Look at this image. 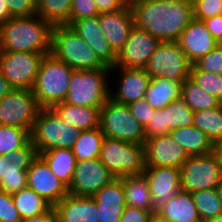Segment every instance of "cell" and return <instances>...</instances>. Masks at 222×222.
I'll return each mask as SVG.
<instances>
[{
    "instance_id": "1",
    "label": "cell",
    "mask_w": 222,
    "mask_h": 222,
    "mask_svg": "<svg viewBox=\"0 0 222 222\" xmlns=\"http://www.w3.org/2000/svg\"><path fill=\"white\" fill-rule=\"evenodd\" d=\"M134 26L160 42H177L194 18L192 0H129Z\"/></svg>"
},
{
    "instance_id": "2",
    "label": "cell",
    "mask_w": 222,
    "mask_h": 222,
    "mask_svg": "<svg viewBox=\"0 0 222 222\" xmlns=\"http://www.w3.org/2000/svg\"><path fill=\"white\" fill-rule=\"evenodd\" d=\"M52 29L38 15L11 17L0 25V51L50 53Z\"/></svg>"
},
{
    "instance_id": "3",
    "label": "cell",
    "mask_w": 222,
    "mask_h": 222,
    "mask_svg": "<svg viewBox=\"0 0 222 222\" xmlns=\"http://www.w3.org/2000/svg\"><path fill=\"white\" fill-rule=\"evenodd\" d=\"M50 54L73 70L107 68L84 39L68 25L53 26Z\"/></svg>"
},
{
    "instance_id": "4",
    "label": "cell",
    "mask_w": 222,
    "mask_h": 222,
    "mask_svg": "<svg viewBox=\"0 0 222 222\" xmlns=\"http://www.w3.org/2000/svg\"><path fill=\"white\" fill-rule=\"evenodd\" d=\"M73 69L52 54L44 55L32 93L41 108H51L64 102L67 96Z\"/></svg>"
},
{
    "instance_id": "5",
    "label": "cell",
    "mask_w": 222,
    "mask_h": 222,
    "mask_svg": "<svg viewBox=\"0 0 222 222\" xmlns=\"http://www.w3.org/2000/svg\"><path fill=\"white\" fill-rule=\"evenodd\" d=\"M109 75L110 67L73 70L64 102L76 106L101 108L110 98Z\"/></svg>"
},
{
    "instance_id": "6",
    "label": "cell",
    "mask_w": 222,
    "mask_h": 222,
    "mask_svg": "<svg viewBox=\"0 0 222 222\" xmlns=\"http://www.w3.org/2000/svg\"><path fill=\"white\" fill-rule=\"evenodd\" d=\"M81 130L69 126L51 108H41L37 114L30 140L37 154L51 149H72Z\"/></svg>"
},
{
    "instance_id": "7",
    "label": "cell",
    "mask_w": 222,
    "mask_h": 222,
    "mask_svg": "<svg viewBox=\"0 0 222 222\" xmlns=\"http://www.w3.org/2000/svg\"><path fill=\"white\" fill-rule=\"evenodd\" d=\"M99 159L115 178L141 175L146 168L144 145L104 137Z\"/></svg>"
},
{
    "instance_id": "8",
    "label": "cell",
    "mask_w": 222,
    "mask_h": 222,
    "mask_svg": "<svg viewBox=\"0 0 222 222\" xmlns=\"http://www.w3.org/2000/svg\"><path fill=\"white\" fill-rule=\"evenodd\" d=\"M99 128L104 137L144 145V127L132 115L126 104L114 102L109 98L100 109Z\"/></svg>"
},
{
    "instance_id": "9",
    "label": "cell",
    "mask_w": 222,
    "mask_h": 222,
    "mask_svg": "<svg viewBox=\"0 0 222 222\" xmlns=\"http://www.w3.org/2000/svg\"><path fill=\"white\" fill-rule=\"evenodd\" d=\"M180 171L181 190L189 193L217 188L222 179V163L215 152L189 156Z\"/></svg>"
},
{
    "instance_id": "10",
    "label": "cell",
    "mask_w": 222,
    "mask_h": 222,
    "mask_svg": "<svg viewBox=\"0 0 222 222\" xmlns=\"http://www.w3.org/2000/svg\"><path fill=\"white\" fill-rule=\"evenodd\" d=\"M192 63L177 42H160L151 55L146 72L151 78H167L184 82L189 78Z\"/></svg>"
},
{
    "instance_id": "11",
    "label": "cell",
    "mask_w": 222,
    "mask_h": 222,
    "mask_svg": "<svg viewBox=\"0 0 222 222\" xmlns=\"http://www.w3.org/2000/svg\"><path fill=\"white\" fill-rule=\"evenodd\" d=\"M40 109L32 90L13 88L0 100V125L23 128L30 133Z\"/></svg>"
},
{
    "instance_id": "12",
    "label": "cell",
    "mask_w": 222,
    "mask_h": 222,
    "mask_svg": "<svg viewBox=\"0 0 222 222\" xmlns=\"http://www.w3.org/2000/svg\"><path fill=\"white\" fill-rule=\"evenodd\" d=\"M46 54L0 51V71L12 88L31 90Z\"/></svg>"
},
{
    "instance_id": "13",
    "label": "cell",
    "mask_w": 222,
    "mask_h": 222,
    "mask_svg": "<svg viewBox=\"0 0 222 222\" xmlns=\"http://www.w3.org/2000/svg\"><path fill=\"white\" fill-rule=\"evenodd\" d=\"M151 193V213L157 212L181 190L180 168L146 166L142 173Z\"/></svg>"
},
{
    "instance_id": "14",
    "label": "cell",
    "mask_w": 222,
    "mask_h": 222,
    "mask_svg": "<svg viewBox=\"0 0 222 222\" xmlns=\"http://www.w3.org/2000/svg\"><path fill=\"white\" fill-rule=\"evenodd\" d=\"M99 158L76 162L68 193L75 196H93L114 179Z\"/></svg>"
},
{
    "instance_id": "15",
    "label": "cell",
    "mask_w": 222,
    "mask_h": 222,
    "mask_svg": "<svg viewBox=\"0 0 222 222\" xmlns=\"http://www.w3.org/2000/svg\"><path fill=\"white\" fill-rule=\"evenodd\" d=\"M160 41L146 30L134 26L118 51L114 67L145 69Z\"/></svg>"
},
{
    "instance_id": "16",
    "label": "cell",
    "mask_w": 222,
    "mask_h": 222,
    "mask_svg": "<svg viewBox=\"0 0 222 222\" xmlns=\"http://www.w3.org/2000/svg\"><path fill=\"white\" fill-rule=\"evenodd\" d=\"M27 187L34 190L51 206L60 202L68 194V187L39 155L27 170Z\"/></svg>"
},
{
    "instance_id": "17",
    "label": "cell",
    "mask_w": 222,
    "mask_h": 222,
    "mask_svg": "<svg viewBox=\"0 0 222 222\" xmlns=\"http://www.w3.org/2000/svg\"><path fill=\"white\" fill-rule=\"evenodd\" d=\"M146 166L181 168L189 157L170 134L147 138L144 143Z\"/></svg>"
},
{
    "instance_id": "18",
    "label": "cell",
    "mask_w": 222,
    "mask_h": 222,
    "mask_svg": "<svg viewBox=\"0 0 222 222\" xmlns=\"http://www.w3.org/2000/svg\"><path fill=\"white\" fill-rule=\"evenodd\" d=\"M118 70V71H117ZM119 72L117 89L110 92V98L120 104H130L144 98L151 77L145 69L111 67L110 74ZM115 90V91H114ZM114 92V93H113Z\"/></svg>"
},
{
    "instance_id": "19",
    "label": "cell",
    "mask_w": 222,
    "mask_h": 222,
    "mask_svg": "<svg viewBox=\"0 0 222 222\" xmlns=\"http://www.w3.org/2000/svg\"><path fill=\"white\" fill-rule=\"evenodd\" d=\"M177 43L189 61L194 64L219 43L212 37L202 20L193 18Z\"/></svg>"
},
{
    "instance_id": "20",
    "label": "cell",
    "mask_w": 222,
    "mask_h": 222,
    "mask_svg": "<svg viewBox=\"0 0 222 222\" xmlns=\"http://www.w3.org/2000/svg\"><path fill=\"white\" fill-rule=\"evenodd\" d=\"M69 26L84 39L107 67L115 66L117 53L103 36L98 16L75 20Z\"/></svg>"
},
{
    "instance_id": "21",
    "label": "cell",
    "mask_w": 222,
    "mask_h": 222,
    "mask_svg": "<svg viewBox=\"0 0 222 222\" xmlns=\"http://www.w3.org/2000/svg\"><path fill=\"white\" fill-rule=\"evenodd\" d=\"M98 19L103 36L113 50L118 53L127 42L134 27L133 14L129 4L120 10L100 13Z\"/></svg>"
},
{
    "instance_id": "22",
    "label": "cell",
    "mask_w": 222,
    "mask_h": 222,
    "mask_svg": "<svg viewBox=\"0 0 222 222\" xmlns=\"http://www.w3.org/2000/svg\"><path fill=\"white\" fill-rule=\"evenodd\" d=\"M92 197L98 208L99 222H120L126 207L122 177L114 178Z\"/></svg>"
},
{
    "instance_id": "23",
    "label": "cell",
    "mask_w": 222,
    "mask_h": 222,
    "mask_svg": "<svg viewBox=\"0 0 222 222\" xmlns=\"http://www.w3.org/2000/svg\"><path fill=\"white\" fill-rule=\"evenodd\" d=\"M57 222H99L98 208L91 196L67 194L54 206Z\"/></svg>"
},
{
    "instance_id": "24",
    "label": "cell",
    "mask_w": 222,
    "mask_h": 222,
    "mask_svg": "<svg viewBox=\"0 0 222 222\" xmlns=\"http://www.w3.org/2000/svg\"><path fill=\"white\" fill-rule=\"evenodd\" d=\"M51 109L62 122L81 131L93 130L99 127L101 108L76 106L60 102L54 104Z\"/></svg>"
},
{
    "instance_id": "25",
    "label": "cell",
    "mask_w": 222,
    "mask_h": 222,
    "mask_svg": "<svg viewBox=\"0 0 222 222\" xmlns=\"http://www.w3.org/2000/svg\"><path fill=\"white\" fill-rule=\"evenodd\" d=\"M157 215L170 222H202L192 194L182 190L168 200Z\"/></svg>"
},
{
    "instance_id": "26",
    "label": "cell",
    "mask_w": 222,
    "mask_h": 222,
    "mask_svg": "<svg viewBox=\"0 0 222 222\" xmlns=\"http://www.w3.org/2000/svg\"><path fill=\"white\" fill-rule=\"evenodd\" d=\"M182 82L167 78H151L144 99L155 110L167 107L181 98Z\"/></svg>"
},
{
    "instance_id": "27",
    "label": "cell",
    "mask_w": 222,
    "mask_h": 222,
    "mask_svg": "<svg viewBox=\"0 0 222 222\" xmlns=\"http://www.w3.org/2000/svg\"><path fill=\"white\" fill-rule=\"evenodd\" d=\"M169 134L183 147L188 156H203L214 152L215 145L194 125L174 129Z\"/></svg>"
},
{
    "instance_id": "28",
    "label": "cell",
    "mask_w": 222,
    "mask_h": 222,
    "mask_svg": "<svg viewBox=\"0 0 222 222\" xmlns=\"http://www.w3.org/2000/svg\"><path fill=\"white\" fill-rule=\"evenodd\" d=\"M51 171L67 186L71 184L76 166V158L71 149L57 148L38 154Z\"/></svg>"
},
{
    "instance_id": "29",
    "label": "cell",
    "mask_w": 222,
    "mask_h": 222,
    "mask_svg": "<svg viewBox=\"0 0 222 222\" xmlns=\"http://www.w3.org/2000/svg\"><path fill=\"white\" fill-rule=\"evenodd\" d=\"M126 206H132L151 212V193L143 174L122 177Z\"/></svg>"
},
{
    "instance_id": "30",
    "label": "cell",
    "mask_w": 222,
    "mask_h": 222,
    "mask_svg": "<svg viewBox=\"0 0 222 222\" xmlns=\"http://www.w3.org/2000/svg\"><path fill=\"white\" fill-rule=\"evenodd\" d=\"M181 99L193 112L209 110L222 105L220 100L203 90L190 78L182 83Z\"/></svg>"
},
{
    "instance_id": "31",
    "label": "cell",
    "mask_w": 222,
    "mask_h": 222,
    "mask_svg": "<svg viewBox=\"0 0 222 222\" xmlns=\"http://www.w3.org/2000/svg\"><path fill=\"white\" fill-rule=\"evenodd\" d=\"M103 139L104 135L99 127L93 130L81 131L71 149L76 161L99 158Z\"/></svg>"
},
{
    "instance_id": "32",
    "label": "cell",
    "mask_w": 222,
    "mask_h": 222,
    "mask_svg": "<svg viewBox=\"0 0 222 222\" xmlns=\"http://www.w3.org/2000/svg\"><path fill=\"white\" fill-rule=\"evenodd\" d=\"M72 0H37L39 17L52 26L70 25Z\"/></svg>"
},
{
    "instance_id": "33",
    "label": "cell",
    "mask_w": 222,
    "mask_h": 222,
    "mask_svg": "<svg viewBox=\"0 0 222 222\" xmlns=\"http://www.w3.org/2000/svg\"><path fill=\"white\" fill-rule=\"evenodd\" d=\"M12 198L22 219L40 215L51 207L46 200L29 187L13 194Z\"/></svg>"
},
{
    "instance_id": "34",
    "label": "cell",
    "mask_w": 222,
    "mask_h": 222,
    "mask_svg": "<svg viewBox=\"0 0 222 222\" xmlns=\"http://www.w3.org/2000/svg\"><path fill=\"white\" fill-rule=\"evenodd\" d=\"M193 125L204 132L215 145L222 140V105L217 108L194 112Z\"/></svg>"
},
{
    "instance_id": "35",
    "label": "cell",
    "mask_w": 222,
    "mask_h": 222,
    "mask_svg": "<svg viewBox=\"0 0 222 222\" xmlns=\"http://www.w3.org/2000/svg\"><path fill=\"white\" fill-rule=\"evenodd\" d=\"M202 222L222 214V200L217 188L191 193Z\"/></svg>"
},
{
    "instance_id": "36",
    "label": "cell",
    "mask_w": 222,
    "mask_h": 222,
    "mask_svg": "<svg viewBox=\"0 0 222 222\" xmlns=\"http://www.w3.org/2000/svg\"><path fill=\"white\" fill-rule=\"evenodd\" d=\"M166 119V135L170 131L192 126L194 122V112L180 98L172 101L167 107L161 109Z\"/></svg>"
},
{
    "instance_id": "37",
    "label": "cell",
    "mask_w": 222,
    "mask_h": 222,
    "mask_svg": "<svg viewBox=\"0 0 222 222\" xmlns=\"http://www.w3.org/2000/svg\"><path fill=\"white\" fill-rule=\"evenodd\" d=\"M30 165L11 163L5 156V170L0 190L13 195L27 187V170Z\"/></svg>"
},
{
    "instance_id": "38",
    "label": "cell",
    "mask_w": 222,
    "mask_h": 222,
    "mask_svg": "<svg viewBox=\"0 0 222 222\" xmlns=\"http://www.w3.org/2000/svg\"><path fill=\"white\" fill-rule=\"evenodd\" d=\"M30 140V133L23 128L0 125V156L23 147Z\"/></svg>"
},
{
    "instance_id": "39",
    "label": "cell",
    "mask_w": 222,
    "mask_h": 222,
    "mask_svg": "<svg viewBox=\"0 0 222 222\" xmlns=\"http://www.w3.org/2000/svg\"><path fill=\"white\" fill-rule=\"evenodd\" d=\"M189 78L222 102V75L200 70L192 64Z\"/></svg>"
},
{
    "instance_id": "40",
    "label": "cell",
    "mask_w": 222,
    "mask_h": 222,
    "mask_svg": "<svg viewBox=\"0 0 222 222\" xmlns=\"http://www.w3.org/2000/svg\"><path fill=\"white\" fill-rule=\"evenodd\" d=\"M194 18L206 20L222 14V0H192Z\"/></svg>"
},
{
    "instance_id": "41",
    "label": "cell",
    "mask_w": 222,
    "mask_h": 222,
    "mask_svg": "<svg viewBox=\"0 0 222 222\" xmlns=\"http://www.w3.org/2000/svg\"><path fill=\"white\" fill-rule=\"evenodd\" d=\"M200 70L222 75V44L194 63Z\"/></svg>"
},
{
    "instance_id": "42",
    "label": "cell",
    "mask_w": 222,
    "mask_h": 222,
    "mask_svg": "<svg viewBox=\"0 0 222 222\" xmlns=\"http://www.w3.org/2000/svg\"><path fill=\"white\" fill-rule=\"evenodd\" d=\"M23 219L16 209L12 195L0 190V222H22Z\"/></svg>"
},
{
    "instance_id": "43",
    "label": "cell",
    "mask_w": 222,
    "mask_h": 222,
    "mask_svg": "<svg viewBox=\"0 0 222 222\" xmlns=\"http://www.w3.org/2000/svg\"><path fill=\"white\" fill-rule=\"evenodd\" d=\"M100 13L94 0H72L70 24L82 18L95 17Z\"/></svg>"
},
{
    "instance_id": "44",
    "label": "cell",
    "mask_w": 222,
    "mask_h": 222,
    "mask_svg": "<svg viewBox=\"0 0 222 222\" xmlns=\"http://www.w3.org/2000/svg\"><path fill=\"white\" fill-rule=\"evenodd\" d=\"M11 17H28L36 15L37 0H4Z\"/></svg>"
},
{
    "instance_id": "45",
    "label": "cell",
    "mask_w": 222,
    "mask_h": 222,
    "mask_svg": "<svg viewBox=\"0 0 222 222\" xmlns=\"http://www.w3.org/2000/svg\"><path fill=\"white\" fill-rule=\"evenodd\" d=\"M37 155L38 154L34 145L32 144L31 140H29L23 147L13 150L5 156L6 159L11 163L31 164Z\"/></svg>"
},
{
    "instance_id": "46",
    "label": "cell",
    "mask_w": 222,
    "mask_h": 222,
    "mask_svg": "<svg viewBox=\"0 0 222 222\" xmlns=\"http://www.w3.org/2000/svg\"><path fill=\"white\" fill-rule=\"evenodd\" d=\"M128 107L130 108L132 115L143 127L148 124L155 111L144 98L128 104Z\"/></svg>"
},
{
    "instance_id": "47",
    "label": "cell",
    "mask_w": 222,
    "mask_h": 222,
    "mask_svg": "<svg viewBox=\"0 0 222 222\" xmlns=\"http://www.w3.org/2000/svg\"><path fill=\"white\" fill-rule=\"evenodd\" d=\"M146 139L166 135V119L162 110H155L151 120L144 127Z\"/></svg>"
},
{
    "instance_id": "48",
    "label": "cell",
    "mask_w": 222,
    "mask_h": 222,
    "mask_svg": "<svg viewBox=\"0 0 222 222\" xmlns=\"http://www.w3.org/2000/svg\"><path fill=\"white\" fill-rule=\"evenodd\" d=\"M153 213L148 210L126 206L120 218V222H151Z\"/></svg>"
},
{
    "instance_id": "49",
    "label": "cell",
    "mask_w": 222,
    "mask_h": 222,
    "mask_svg": "<svg viewBox=\"0 0 222 222\" xmlns=\"http://www.w3.org/2000/svg\"><path fill=\"white\" fill-rule=\"evenodd\" d=\"M212 37L222 44V14L203 20Z\"/></svg>"
},
{
    "instance_id": "50",
    "label": "cell",
    "mask_w": 222,
    "mask_h": 222,
    "mask_svg": "<svg viewBox=\"0 0 222 222\" xmlns=\"http://www.w3.org/2000/svg\"><path fill=\"white\" fill-rule=\"evenodd\" d=\"M98 12H113L125 8L129 4V0H94Z\"/></svg>"
},
{
    "instance_id": "51",
    "label": "cell",
    "mask_w": 222,
    "mask_h": 222,
    "mask_svg": "<svg viewBox=\"0 0 222 222\" xmlns=\"http://www.w3.org/2000/svg\"><path fill=\"white\" fill-rule=\"evenodd\" d=\"M22 222H57V216L54 207L51 206L46 212L23 219Z\"/></svg>"
},
{
    "instance_id": "52",
    "label": "cell",
    "mask_w": 222,
    "mask_h": 222,
    "mask_svg": "<svg viewBox=\"0 0 222 222\" xmlns=\"http://www.w3.org/2000/svg\"><path fill=\"white\" fill-rule=\"evenodd\" d=\"M11 18L10 12L4 0H0V25L4 24Z\"/></svg>"
},
{
    "instance_id": "53",
    "label": "cell",
    "mask_w": 222,
    "mask_h": 222,
    "mask_svg": "<svg viewBox=\"0 0 222 222\" xmlns=\"http://www.w3.org/2000/svg\"><path fill=\"white\" fill-rule=\"evenodd\" d=\"M13 88L9 85L7 79L0 71V100Z\"/></svg>"
},
{
    "instance_id": "54",
    "label": "cell",
    "mask_w": 222,
    "mask_h": 222,
    "mask_svg": "<svg viewBox=\"0 0 222 222\" xmlns=\"http://www.w3.org/2000/svg\"><path fill=\"white\" fill-rule=\"evenodd\" d=\"M214 152L218 155V157L222 163V140L215 144Z\"/></svg>"
},
{
    "instance_id": "55",
    "label": "cell",
    "mask_w": 222,
    "mask_h": 222,
    "mask_svg": "<svg viewBox=\"0 0 222 222\" xmlns=\"http://www.w3.org/2000/svg\"><path fill=\"white\" fill-rule=\"evenodd\" d=\"M5 170V156H0V182L3 180Z\"/></svg>"
},
{
    "instance_id": "56",
    "label": "cell",
    "mask_w": 222,
    "mask_h": 222,
    "mask_svg": "<svg viewBox=\"0 0 222 222\" xmlns=\"http://www.w3.org/2000/svg\"><path fill=\"white\" fill-rule=\"evenodd\" d=\"M151 222H170V221L159 217L157 214H154L153 217H152Z\"/></svg>"
},
{
    "instance_id": "57",
    "label": "cell",
    "mask_w": 222,
    "mask_h": 222,
    "mask_svg": "<svg viewBox=\"0 0 222 222\" xmlns=\"http://www.w3.org/2000/svg\"><path fill=\"white\" fill-rule=\"evenodd\" d=\"M205 222H222V214L216 216L215 218L209 219Z\"/></svg>"
},
{
    "instance_id": "58",
    "label": "cell",
    "mask_w": 222,
    "mask_h": 222,
    "mask_svg": "<svg viewBox=\"0 0 222 222\" xmlns=\"http://www.w3.org/2000/svg\"><path fill=\"white\" fill-rule=\"evenodd\" d=\"M217 189L219 192L220 199L222 200V179H221V182L219 183Z\"/></svg>"
}]
</instances>
